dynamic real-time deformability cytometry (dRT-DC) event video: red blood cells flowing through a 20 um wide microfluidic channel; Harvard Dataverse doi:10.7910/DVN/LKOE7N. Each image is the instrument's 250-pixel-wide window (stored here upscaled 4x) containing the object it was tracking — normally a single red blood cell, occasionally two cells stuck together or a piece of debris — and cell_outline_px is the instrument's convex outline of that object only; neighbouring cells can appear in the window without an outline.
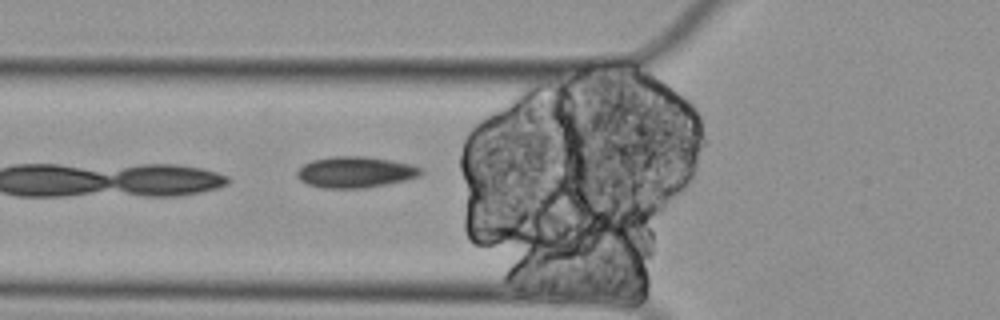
{"species": "Egyptian fruit bat (a non-hibernating species)", "species_latin": "Rousettus aegyptiacus", "temperature_condition": "cold", "stored_images_in_passage": 6, "camera_frame_rate_fps": 3000, "um_per_image_px": 0.085, "animal": {"sex": "female"}, "frame": {"image": 1, "passage_image": 6, "time_ms": 1.667, "image_size_px": [1000, 320], "cell_outline_px": [[424, 172], [420, 176], [404, 180], [368, 188], [324, 188], [308, 184], [300, 180], [296, 176], [296, 172], [304, 164], [312, 160], [332, 156], [364, 156], [412, 164], [420, 168]], "centroid_in_image_um": [30.2, 14.63], "position_along_channel_um": 95.6, "area_um2": 22.43}}